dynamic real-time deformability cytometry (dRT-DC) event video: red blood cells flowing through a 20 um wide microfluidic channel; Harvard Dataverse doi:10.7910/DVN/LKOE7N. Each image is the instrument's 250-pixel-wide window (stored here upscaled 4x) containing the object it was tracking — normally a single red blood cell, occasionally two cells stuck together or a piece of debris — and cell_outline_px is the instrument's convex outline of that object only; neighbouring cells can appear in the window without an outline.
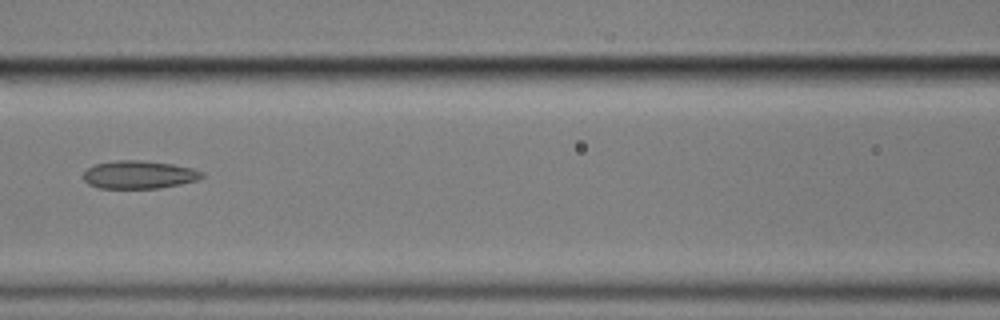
{"species": "common noctule bat (a hibernating species)", "species_latin": "Nyctalus noctula", "temperature_condition": "cold", "stored_images_in_passage": 9, "camera_frame_rate_fps": 3000, "um_per_image_px": 0.085, "animal": {"sex": "male", "body_mass_g": 17.9}, "frame": {"image": 1, "passage_image": 8, "time_ms": 8.0, "image_size_px": [1000, 320], "cell_outline_px": [[204, 176], [196, 180], [180, 184], [160, 188], [100, 188], [88, 184], [84, 180], [84, 172], [88, 168], [96, 164], [116, 160], [140, 160], [172, 164], [192, 168], [204, 172]], "centroid_in_image_um": [11.82, 14.85], "position_along_channel_um": 154.8, "area_um2": 19.25}}
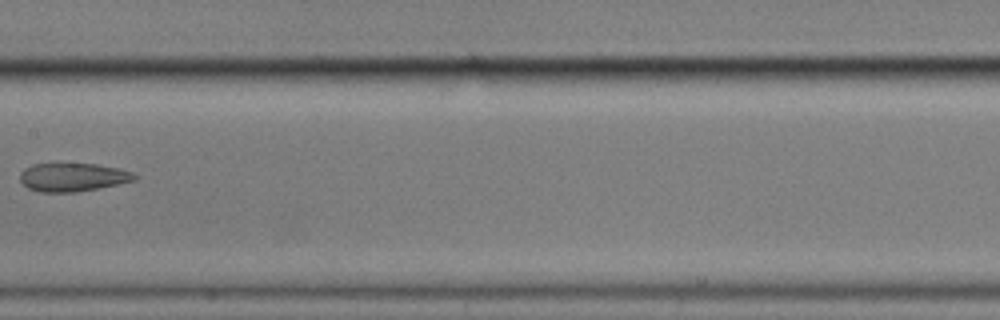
{"frame": {"image": 2, "passage_image": 9, "time_ms": 9.333, "image_size_px": [1000, 320], "cell_outline_px": [[136, 180], [76, 192], [40, 192], [28, 188], [20, 180], [20, 172], [24, 168], [32, 164], [96, 164], [120, 168], [132, 172], [136, 176]], "centroid_in_image_um": [6.16, 15.05], "position_along_channel_um": 201.2, "area_um2": 18.79}}